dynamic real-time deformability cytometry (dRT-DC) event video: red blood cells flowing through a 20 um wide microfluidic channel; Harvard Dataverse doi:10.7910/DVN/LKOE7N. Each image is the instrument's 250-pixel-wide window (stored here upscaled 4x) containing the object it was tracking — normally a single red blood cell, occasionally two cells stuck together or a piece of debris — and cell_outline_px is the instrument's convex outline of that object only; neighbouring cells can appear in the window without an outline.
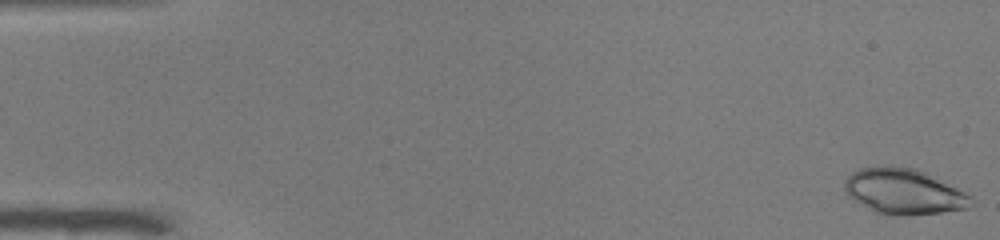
{"species": "common noctule bat (a hibernating species)", "species_latin": "Nyctalus noctula", "temperature_condition": "warm", "stored_images_in_passage": 51, "camera_frame_rate_fps": 3000, "um_per_image_px": 0.085, "animal": {"sex": "male", "body_mass_g": 19.0, "forearm_length_mm": 50.8}, "frame": {"image": 1, "passage_image": 1, "time_ms": 0.0, "image_size_px": [1000, 240], "cell_outline_px": [[968, 208], [940, 212], [876, 212], [860, 204], [848, 196], [844, 188], [844, 184], [848, 176], [852, 172], [860, 168], [916, 168], [964, 192], [968, 196]], "centroid_in_image_um": [76.75, 16.25], "position_along_channel_um": 8.3, "area_um2": 31.39}}
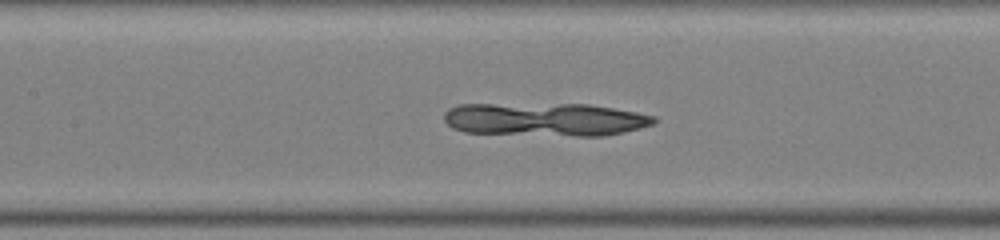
{"frame": {"image": 2, "passage_image": 24, "time_ms": 7.667, "image_size_px": [1000, 240], "cell_outline_px": [[656, 120], [652, 124], [640, 128], [624, 132], [604, 136], [576, 136], [464, 132], [452, 128], [444, 120], [444, 112], [448, 108], [460, 104], [588, 104], [636, 112], [656, 116]], "centroid_in_image_um": [46.32, 10.15], "position_along_channel_um": 161.1, "area_um2": 40.75}}
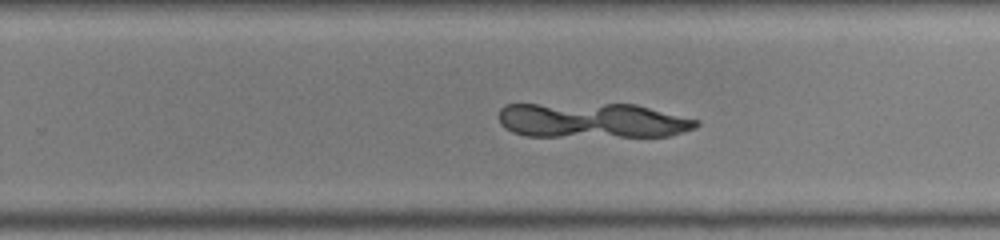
{"frame": {"image": 3, "passage_image": 33, "time_ms": 10.667, "image_size_px": [1000, 240], "cell_outline_px": [[700, 124], [696, 128], [668, 136], [524, 136], [512, 132], [504, 128], [500, 124], [500, 108], [508, 104], [636, 104], [700, 120]], "centroid_in_image_um": [50.36, 10.24], "position_along_channel_um": 279.4, "area_um2": 40.52}}